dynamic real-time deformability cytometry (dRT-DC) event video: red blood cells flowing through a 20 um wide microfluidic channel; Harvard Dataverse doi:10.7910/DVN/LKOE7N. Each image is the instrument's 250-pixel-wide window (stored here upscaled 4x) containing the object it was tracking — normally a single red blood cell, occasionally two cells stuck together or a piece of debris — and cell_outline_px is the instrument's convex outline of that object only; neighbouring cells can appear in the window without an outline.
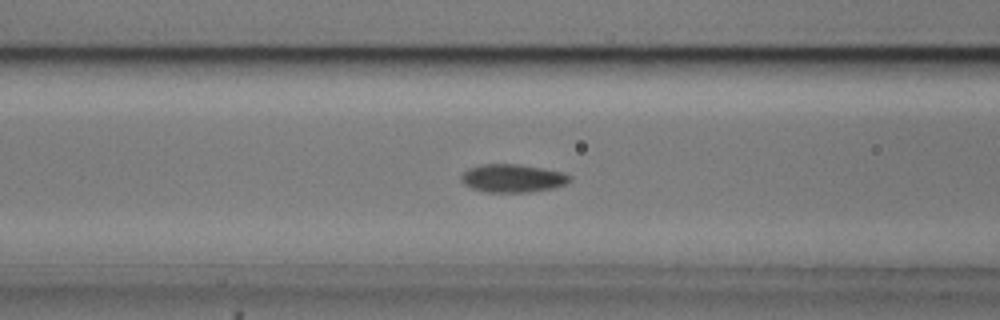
{"species": "common noctule bat (a hibernating species)", "species_latin": "Nyctalus noctula", "temperature_condition": "cold", "stored_images_in_passage": 36, "camera_frame_rate_fps": 3000, "um_per_image_px": 0.085, "animal": {"sex": "male", "body_mass_g": 20.5, "forearm_length_mm": 52.5}, "frame": {"image": 1, "passage_image": 13, "time_ms": 4.0, "image_size_px": [1000, 320], "cell_outline_px": [[572, 180], [564, 184], [552, 188], [528, 192], [488, 192], [472, 188], [464, 184], [460, 180], [460, 176], [468, 168], [480, 164], [520, 164], [544, 168], [560, 172], [572, 176]], "centroid_in_image_um": [43.55, 15.14], "position_along_channel_um": 123.1, "area_um2": 17.8}}
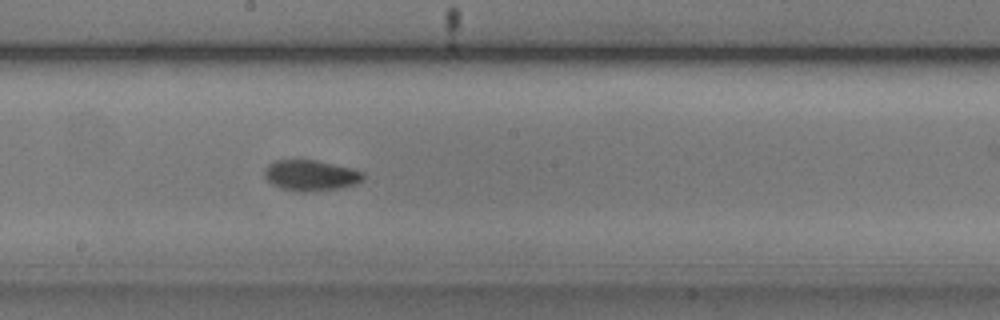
{"frame": {"image": 2, "passage_image": 21, "time_ms": 6.667, "image_size_px": [1000, 320], "cell_outline_px": [[364, 180], [356, 184], [340, 188], [304, 192], [300, 192], [280, 188], [272, 184], [264, 176], [264, 172], [268, 164], [272, 160], [316, 160], [352, 168], [364, 172]], "centroid_in_image_um": [26.42, 14.91], "position_along_channel_um": 221.8, "area_um2": 17.8}}
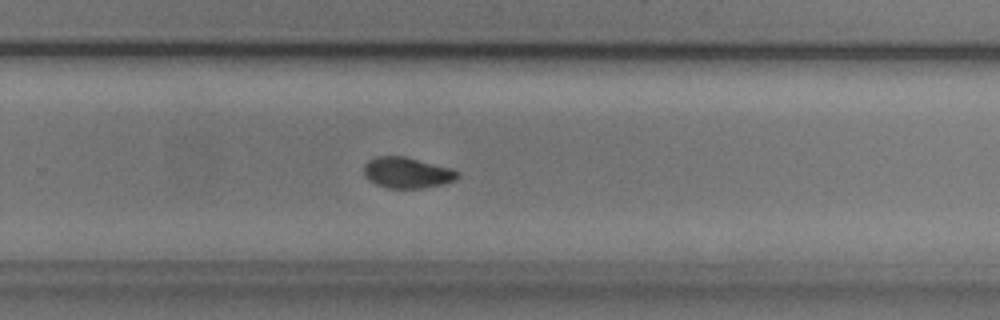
{"frame": {"image": 3, "passage_image": 27, "time_ms": 8.667, "image_size_px": [1000, 320], "cell_outline_px": [[460, 176], [456, 180], [444, 184], [420, 188], [388, 188], [376, 184], [368, 180], [364, 176], [364, 164], [368, 160], [376, 156], [404, 156], [452, 168], [460, 172]], "centroid_in_image_um": [34.61, 14.67], "position_along_channel_um": 295.2, "area_um2": 17.05}}